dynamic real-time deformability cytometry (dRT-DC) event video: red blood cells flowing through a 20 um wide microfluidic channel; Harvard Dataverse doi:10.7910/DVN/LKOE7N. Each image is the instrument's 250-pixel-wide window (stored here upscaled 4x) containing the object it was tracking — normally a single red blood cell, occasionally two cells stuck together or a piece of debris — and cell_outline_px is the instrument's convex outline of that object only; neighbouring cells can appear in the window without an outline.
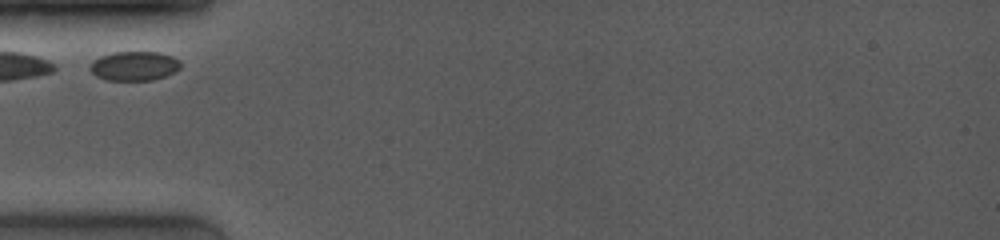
{"species": "common noctule bat (a hibernating species)", "species_latin": "Nyctalus noctula", "temperature_condition": "room temperature", "stored_images_in_passage": 21, "camera_frame_rate_fps": 4000, "um_per_image_px": 0.085, "animal": {"sex": "female", "body_mass_g": 19.0, "forearm_length_mm": 53.3}, "frame": {"image": 1, "passage_image": 1, "time_ms": 0.0, "image_size_px": [1000, 240], "cell_outline_px": [[180, 68], [176, 72], [152, 80], [108, 80], [96, 76], [88, 68], [92, 60], [100, 56], [112, 52], [160, 52], [172, 56], [180, 60]], "centroid_in_image_um": [11.4, 5.6], "position_along_channel_um": 73.6, "area_um2": 15.61}}